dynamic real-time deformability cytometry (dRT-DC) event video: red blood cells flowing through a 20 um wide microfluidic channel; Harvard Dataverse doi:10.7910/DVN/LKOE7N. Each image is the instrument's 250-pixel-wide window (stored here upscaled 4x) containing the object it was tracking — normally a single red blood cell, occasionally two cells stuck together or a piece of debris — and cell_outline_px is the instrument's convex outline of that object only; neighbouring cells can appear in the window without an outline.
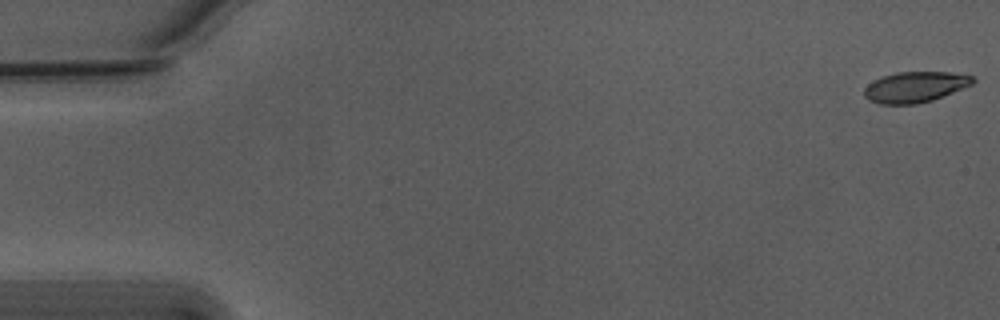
{"species": "Egyptian fruit bat (a non-hibernating species)", "species_latin": "Rousettus aegyptiacus", "temperature_condition": "warm", "stored_images_in_passage": 55, "camera_frame_rate_fps": 3000, "um_per_image_px": 0.085, "animal": {"sex": "male"}, "frame": {"image": 1, "passage_image": 1, "time_ms": 0.0, "image_size_px": [1000, 320], "cell_outline_px": [[976, 80], [972, 84], [932, 100], [916, 104], [880, 104], [868, 100], [864, 96], [864, 88], [868, 84], [880, 76], [896, 72], [948, 72], [972, 76]], "centroid_in_image_um": [77.73, 7.39], "position_along_channel_um": 7.3, "area_um2": 19.36}}
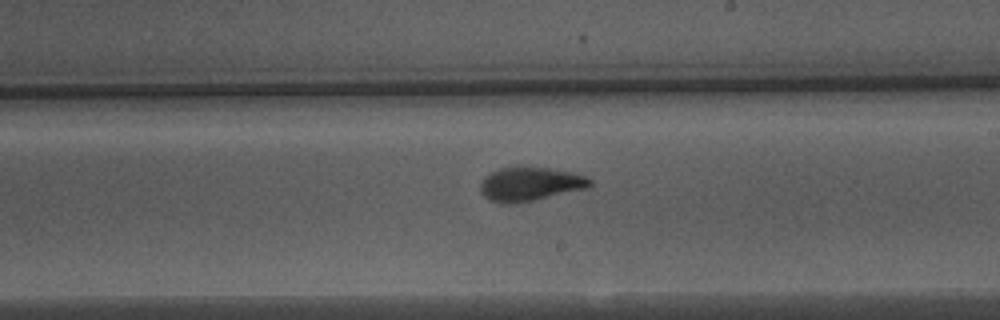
{"frame": {"image": 2, "passage_image": 32, "time_ms": 10.333, "image_size_px": [1000, 320], "cell_outline_px": [[592, 184], [588, 188], [532, 200], [512, 204], [504, 204], [488, 200], [480, 192], [480, 184], [484, 176], [500, 168], [516, 164], [548, 168], [572, 172], [584, 176], [592, 180]], "centroid_in_image_um": [45.01, 15.61], "position_along_channel_um": 244.0, "area_um2": 22.02}}
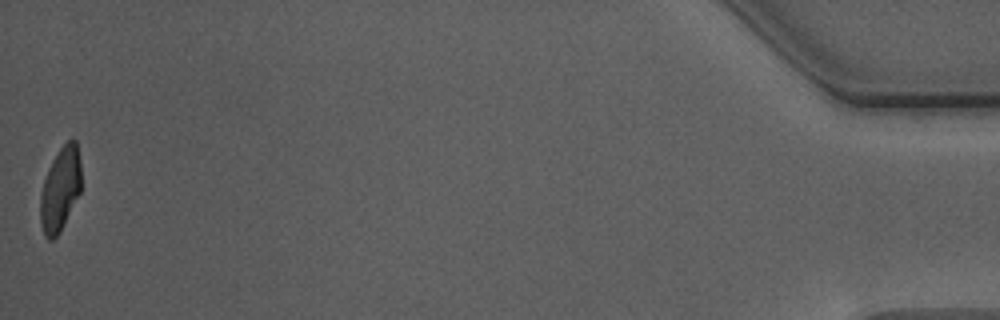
{"frame": {"image": 3, "passage_image": 55, "time_ms": 18.0, "image_size_px": [1000, 320], "cell_outline_px": [[80, 192], [60, 232], [52, 240], [48, 240], [44, 236], [40, 224], [40, 196], [44, 180], [48, 168], [60, 148], [68, 140], [76, 140], [80, 160]], "centroid_in_image_um": [5.1, 16.11], "position_along_channel_um": 430.1, "area_um2": 19.83}, "authors_computed_cell_mechanics": {"area_um2": 20.9236, "velocity_mm_per_s": 3.7621, "shape_relaxation_time_tau1_ms": 4.8215, "shape_relaxation_time_tau2_ms": 1.2947, "deformation_change_tau1": 0.1885, "deformation_change_tau2": 0.0714}}